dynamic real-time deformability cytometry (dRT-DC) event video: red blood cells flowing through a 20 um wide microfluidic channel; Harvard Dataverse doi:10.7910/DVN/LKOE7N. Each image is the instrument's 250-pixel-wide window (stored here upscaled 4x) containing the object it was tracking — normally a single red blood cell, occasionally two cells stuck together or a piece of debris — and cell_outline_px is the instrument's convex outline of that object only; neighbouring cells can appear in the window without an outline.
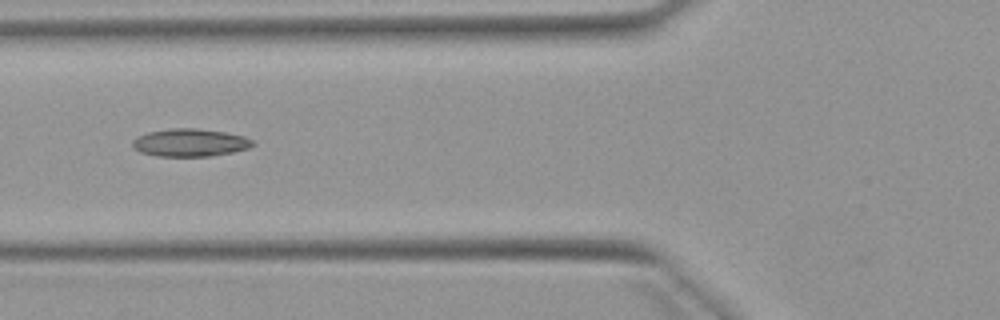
{"species": "Egyptian fruit bat (a non-hibernating species)", "species_latin": "Rousettus aegyptiacus", "temperature_condition": "warm", "stored_images_in_passage": 4, "camera_frame_rate_fps": 3000, "um_per_image_px": 0.085, "animal": {"sex": "female"}, "frame": {"image": 1, "passage_image": 4, "time_ms": 4.333, "image_size_px": [1000, 320], "cell_outline_px": [[256, 144], [248, 148], [232, 152], [208, 156], [156, 156], [140, 152], [132, 148], [132, 140], [148, 132], [172, 128], [196, 128], [224, 132], [244, 136], [252, 140]], "centroid_in_image_um": [16.14, 12.12], "position_along_channel_um": 109.7, "area_um2": 19.36}}